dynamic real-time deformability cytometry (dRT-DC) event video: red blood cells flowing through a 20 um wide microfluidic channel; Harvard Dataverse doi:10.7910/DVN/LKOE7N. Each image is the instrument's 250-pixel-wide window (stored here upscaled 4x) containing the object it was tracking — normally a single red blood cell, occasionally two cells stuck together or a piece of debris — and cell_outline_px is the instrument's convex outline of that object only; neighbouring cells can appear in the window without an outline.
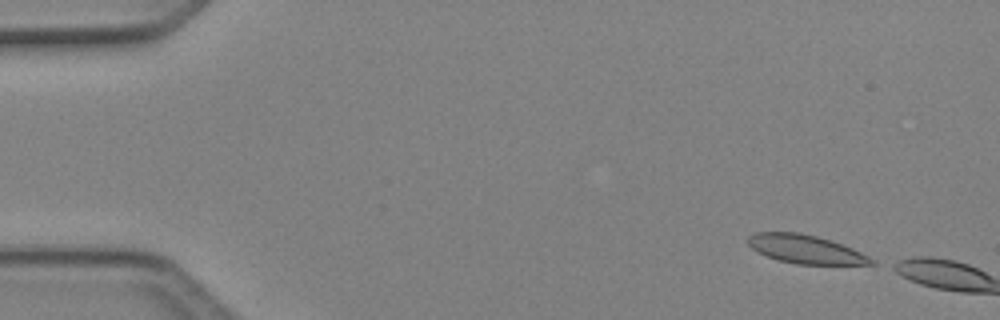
{"species": "Egyptian fruit bat (a non-hibernating species)", "species_latin": "Rousettus aegyptiacus", "temperature_condition": "cold", "stored_images_in_passage": 5, "camera_frame_rate_fps": 3000, "um_per_image_px": 0.085, "animal": {"sex": "female"}, "frame": {"image": 1, "passage_image": 1, "time_ms": 0.0, "image_size_px": [1000, 320], "cell_outline_px": [[876, 264], [796, 264], [780, 260], [756, 252], [748, 244], [748, 236], [756, 232], [800, 232], [832, 240], [852, 248], [876, 260]], "centroid_in_image_um": [68.47, 21.17], "position_along_channel_um": 16.5, "area_um2": 20.46}}
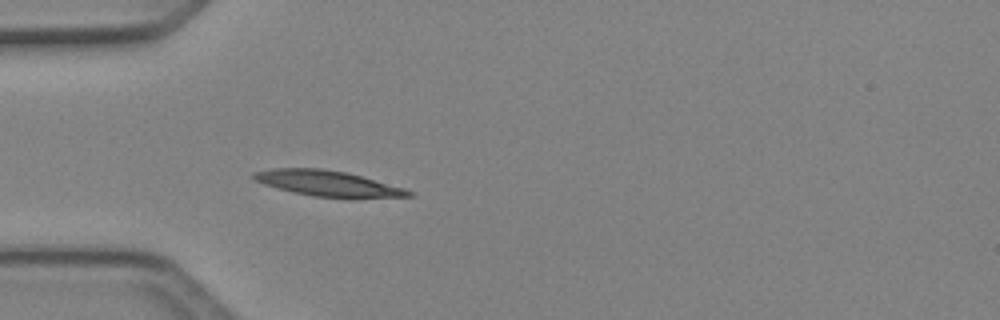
{"frame": {"image": 2, "passage_image": 5, "time_ms": 1.333, "image_size_px": [1000, 320], "cell_outline_px": [[412, 196], [356, 200], [348, 200], [312, 196], [292, 192], [276, 188], [252, 180], [252, 172], [272, 168], [320, 168], [348, 172], [404, 188], [412, 192]], "centroid_in_image_um": [27.89, 15.62], "position_along_channel_um": 57.1, "area_um2": 24.04}}